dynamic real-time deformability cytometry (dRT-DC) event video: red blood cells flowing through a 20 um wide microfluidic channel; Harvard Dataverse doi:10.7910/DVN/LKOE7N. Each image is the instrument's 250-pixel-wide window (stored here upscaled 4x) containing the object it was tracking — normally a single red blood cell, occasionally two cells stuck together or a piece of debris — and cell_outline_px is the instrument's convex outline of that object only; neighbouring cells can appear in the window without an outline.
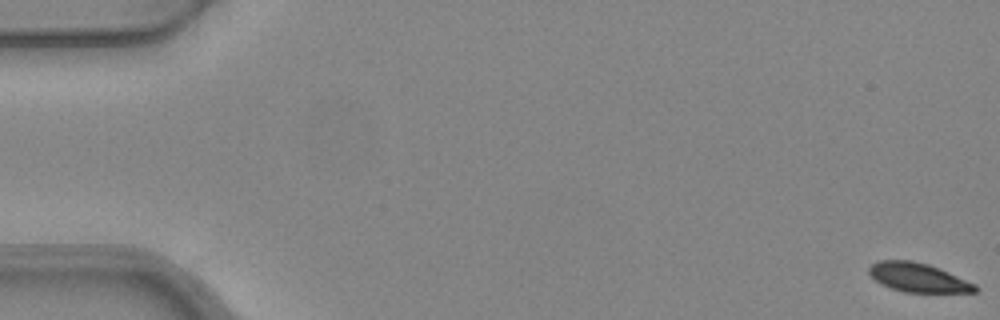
{"species": "common noctule bat (a hibernating species)", "species_latin": "Nyctalus noctula", "temperature_condition": "warm", "stored_images_in_passage": 7, "camera_frame_rate_fps": 3000, "um_per_image_px": 0.085, "animal": {"sex": "female", "body_mass_g": 24.6, "forearm_length_mm": 56.2}, "frame": {"image": 1, "passage_image": 1, "time_ms": 0.0, "image_size_px": [1000, 320], "cell_outline_px": [[980, 288], [976, 292], [904, 292], [880, 284], [868, 272], [868, 268], [872, 264], [880, 260], [912, 260], [928, 264], [940, 268], [976, 284]], "centroid_in_image_um": [78.06, 23.58], "position_along_channel_um": 6.9, "area_um2": 17.98}}
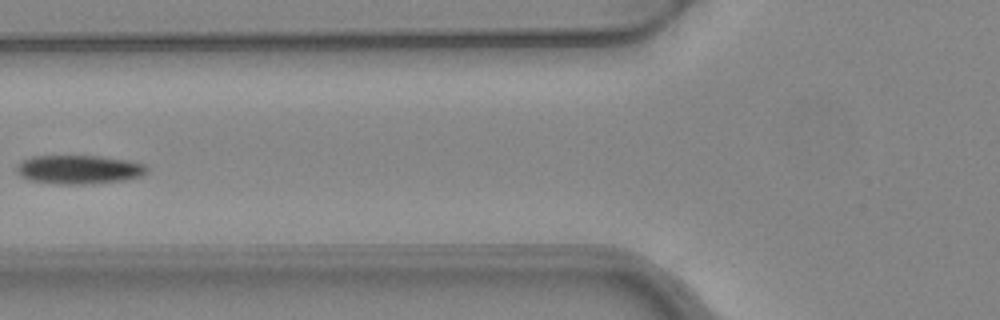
{"frame": {"image": 2, "passage_image": 6, "time_ms": 1.667, "image_size_px": [1000, 320], "cell_outline_px": [[148, 172], [144, 176], [124, 180], [84, 184], [56, 184], [28, 180], [20, 176], [16, 172], [16, 164], [32, 156], [100, 156], [128, 160], [148, 164]], "centroid_in_image_um": [6.74, 14.41], "position_along_channel_um": 119.1, "area_um2": 22.2}}
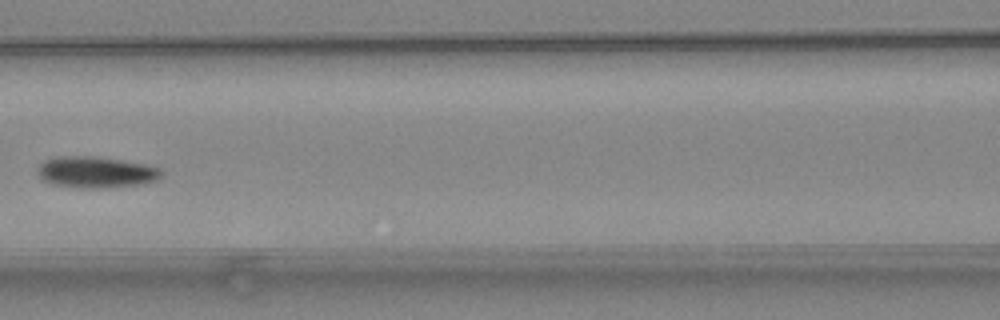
{"frame": {"image": 3, "passage_image": 7, "time_ms": 2.0, "image_size_px": [1000, 320], "cell_outline_px": [[164, 176], [156, 180], [144, 184], [104, 188], [80, 188], [52, 184], [44, 180], [36, 172], [36, 168], [44, 160], [60, 156], [88, 156], [120, 160], [144, 164], [160, 168], [164, 172]], "centroid_in_image_um": [8.17, 14.64], "position_along_channel_um": 158.4, "area_um2": 22.72}}